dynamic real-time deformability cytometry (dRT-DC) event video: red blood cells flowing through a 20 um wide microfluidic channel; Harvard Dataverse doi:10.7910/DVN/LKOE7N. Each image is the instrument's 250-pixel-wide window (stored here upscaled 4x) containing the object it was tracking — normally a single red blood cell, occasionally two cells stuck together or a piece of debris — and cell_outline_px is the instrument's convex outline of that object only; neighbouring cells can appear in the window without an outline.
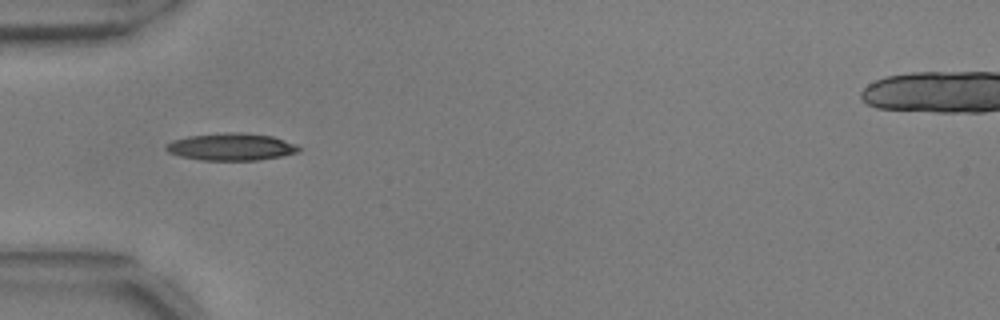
{"species": "common noctule bat (a hibernating species)", "species_latin": "Nyctalus noctula", "temperature_condition": "warm", "stored_images_in_passage": 37, "camera_frame_rate_fps": 3000, "um_per_image_px": 0.085, "animal": {"sex": "male", "body_mass_g": 17.9, "forearm_length_mm": 54.2}, "frame": {"image": 1, "passage_image": 1, "time_ms": 0.0, "image_size_px": [1000, 320], "cell_outline_px": [[300, 152], [260, 160], [200, 160], [180, 156], [168, 152], [164, 148], [164, 144], [172, 140], [188, 136], [224, 132], [244, 132], [272, 136], [296, 144], [300, 148]], "centroid_in_image_um": [19.62, 12.47], "position_along_channel_um": 65.4, "area_um2": 21.27}}
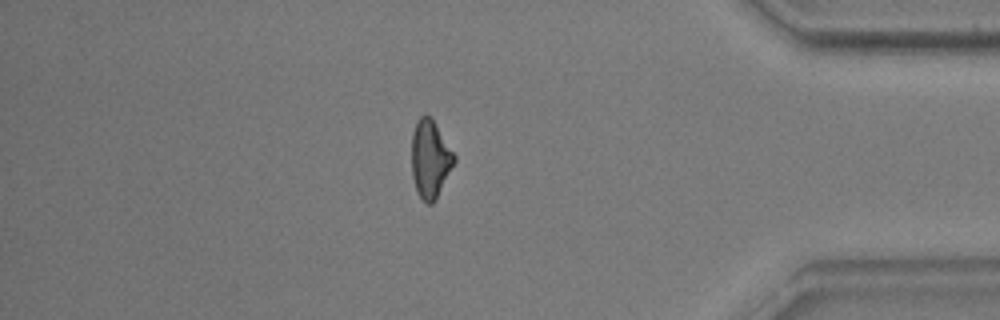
{"frame": {"image": 2, "passage_image": 30, "time_ms": 9.667, "image_size_px": [1000, 320], "cell_outline_px": [[456, 160], [436, 200], [432, 204], [428, 204], [416, 192], [412, 176], [412, 132], [420, 116], [428, 116], [432, 120], [456, 156]], "centroid_in_image_um": [36.56, 13.57], "position_along_channel_um": 398.6, "area_um2": 19.02}}
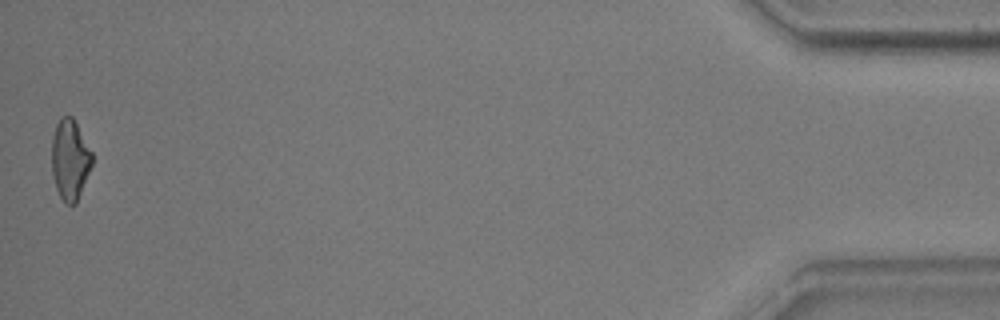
{"frame": {"image": 3, "passage_image": 37, "time_ms": 12.0, "image_size_px": [1000, 320], "cell_outline_px": [[92, 164], [76, 204], [68, 204], [60, 196], [56, 188], [52, 176], [52, 136], [56, 124], [60, 116], [72, 116], [92, 152]], "centroid_in_image_um": [5.94, 13.55], "position_along_channel_um": 429.3, "area_um2": 18.79}, "authors_computed_cell_mechanics": {"area_um2": 19.363, "velocity_mm_per_s": 3.7626, "shape_relaxation_time_tau1_ms": 6.3107, "shape_relaxation_time_tau2_ms": 1.8766, "deformation_change_tau1": 0.214, "deformation_change_tau2": 0.1019}}